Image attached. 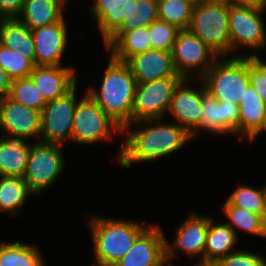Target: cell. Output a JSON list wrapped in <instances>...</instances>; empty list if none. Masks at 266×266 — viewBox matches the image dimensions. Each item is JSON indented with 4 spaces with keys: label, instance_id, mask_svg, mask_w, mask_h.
<instances>
[{
    "label": "cell",
    "instance_id": "6da1fadb",
    "mask_svg": "<svg viewBox=\"0 0 266 266\" xmlns=\"http://www.w3.org/2000/svg\"><path fill=\"white\" fill-rule=\"evenodd\" d=\"M133 124L138 128L134 130ZM123 134L125 139L115 159L127 169L131 168L132 163L165 158L181 150L192 139L184 128L175 122L166 124L163 119L130 123L123 129Z\"/></svg>",
    "mask_w": 266,
    "mask_h": 266
},
{
    "label": "cell",
    "instance_id": "7a4b0ae2",
    "mask_svg": "<svg viewBox=\"0 0 266 266\" xmlns=\"http://www.w3.org/2000/svg\"><path fill=\"white\" fill-rule=\"evenodd\" d=\"M98 90L87 94L122 129L131 123V111L137 82L125 62L109 58Z\"/></svg>",
    "mask_w": 266,
    "mask_h": 266
},
{
    "label": "cell",
    "instance_id": "3957f363",
    "mask_svg": "<svg viewBox=\"0 0 266 266\" xmlns=\"http://www.w3.org/2000/svg\"><path fill=\"white\" fill-rule=\"evenodd\" d=\"M95 265L114 266L149 226L135 220L92 215L88 221Z\"/></svg>",
    "mask_w": 266,
    "mask_h": 266
},
{
    "label": "cell",
    "instance_id": "277c9868",
    "mask_svg": "<svg viewBox=\"0 0 266 266\" xmlns=\"http://www.w3.org/2000/svg\"><path fill=\"white\" fill-rule=\"evenodd\" d=\"M219 57L201 78L206 92L217 101L239 105L249 81V55Z\"/></svg>",
    "mask_w": 266,
    "mask_h": 266
},
{
    "label": "cell",
    "instance_id": "5b68a950",
    "mask_svg": "<svg viewBox=\"0 0 266 266\" xmlns=\"http://www.w3.org/2000/svg\"><path fill=\"white\" fill-rule=\"evenodd\" d=\"M188 30L218 57L232 54L229 33V0H204L193 7Z\"/></svg>",
    "mask_w": 266,
    "mask_h": 266
},
{
    "label": "cell",
    "instance_id": "8992f818",
    "mask_svg": "<svg viewBox=\"0 0 266 266\" xmlns=\"http://www.w3.org/2000/svg\"><path fill=\"white\" fill-rule=\"evenodd\" d=\"M61 148L63 147L56 144L36 140L31 142L23 180L35 196L55 184L64 172L65 162Z\"/></svg>",
    "mask_w": 266,
    "mask_h": 266
},
{
    "label": "cell",
    "instance_id": "52a82bcc",
    "mask_svg": "<svg viewBox=\"0 0 266 266\" xmlns=\"http://www.w3.org/2000/svg\"><path fill=\"white\" fill-rule=\"evenodd\" d=\"M122 133L123 129L95 103L87 92L77 102L73 117L72 141L80 144L109 142L114 135Z\"/></svg>",
    "mask_w": 266,
    "mask_h": 266
},
{
    "label": "cell",
    "instance_id": "ba28073f",
    "mask_svg": "<svg viewBox=\"0 0 266 266\" xmlns=\"http://www.w3.org/2000/svg\"><path fill=\"white\" fill-rule=\"evenodd\" d=\"M260 6L236 4L229 0V33L232 52L239 48L266 49V25Z\"/></svg>",
    "mask_w": 266,
    "mask_h": 266
},
{
    "label": "cell",
    "instance_id": "9c48e42d",
    "mask_svg": "<svg viewBox=\"0 0 266 266\" xmlns=\"http://www.w3.org/2000/svg\"><path fill=\"white\" fill-rule=\"evenodd\" d=\"M183 77H166L137 83L133 98L131 123L164 119L174 91Z\"/></svg>",
    "mask_w": 266,
    "mask_h": 266
},
{
    "label": "cell",
    "instance_id": "30bf717a",
    "mask_svg": "<svg viewBox=\"0 0 266 266\" xmlns=\"http://www.w3.org/2000/svg\"><path fill=\"white\" fill-rule=\"evenodd\" d=\"M171 53L177 74L187 79H201L219 58L189 30L178 32Z\"/></svg>",
    "mask_w": 266,
    "mask_h": 266
},
{
    "label": "cell",
    "instance_id": "8fae6325",
    "mask_svg": "<svg viewBox=\"0 0 266 266\" xmlns=\"http://www.w3.org/2000/svg\"><path fill=\"white\" fill-rule=\"evenodd\" d=\"M77 84L64 96L46 103L41 111V133L39 141L63 145L72 141L73 117L77 104Z\"/></svg>",
    "mask_w": 266,
    "mask_h": 266
},
{
    "label": "cell",
    "instance_id": "7c38bea8",
    "mask_svg": "<svg viewBox=\"0 0 266 266\" xmlns=\"http://www.w3.org/2000/svg\"><path fill=\"white\" fill-rule=\"evenodd\" d=\"M209 228V216L189 213L187 219L175 230V238L170 244L166 238V261L172 263L176 256L175 249L188 257L194 259L199 257L198 264L204 263V252L206 246V235ZM201 256V258H200Z\"/></svg>",
    "mask_w": 266,
    "mask_h": 266
},
{
    "label": "cell",
    "instance_id": "4fadbf2b",
    "mask_svg": "<svg viewBox=\"0 0 266 266\" xmlns=\"http://www.w3.org/2000/svg\"><path fill=\"white\" fill-rule=\"evenodd\" d=\"M191 80L184 78L174 91L167 113H171L175 123L184 128L193 137L201 128L202 97L207 93L201 79L200 88L187 87Z\"/></svg>",
    "mask_w": 266,
    "mask_h": 266
},
{
    "label": "cell",
    "instance_id": "5bb4252c",
    "mask_svg": "<svg viewBox=\"0 0 266 266\" xmlns=\"http://www.w3.org/2000/svg\"><path fill=\"white\" fill-rule=\"evenodd\" d=\"M166 238L159 225H149L114 266H163Z\"/></svg>",
    "mask_w": 266,
    "mask_h": 266
},
{
    "label": "cell",
    "instance_id": "9a60e30c",
    "mask_svg": "<svg viewBox=\"0 0 266 266\" xmlns=\"http://www.w3.org/2000/svg\"><path fill=\"white\" fill-rule=\"evenodd\" d=\"M201 108V128L192 138L198 136L201 130L217 136H239V105L217 101L206 93L202 97Z\"/></svg>",
    "mask_w": 266,
    "mask_h": 266
},
{
    "label": "cell",
    "instance_id": "2e32d148",
    "mask_svg": "<svg viewBox=\"0 0 266 266\" xmlns=\"http://www.w3.org/2000/svg\"><path fill=\"white\" fill-rule=\"evenodd\" d=\"M66 18L54 24L31 30L34 40V64L37 66L60 65L68 43ZM68 34V35H67Z\"/></svg>",
    "mask_w": 266,
    "mask_h": 266
},
{
    "label": "cell",
    "instance_id": "e0dca14e",
    "mask_svg": "<svg viewBox=\"0 0 266 266\" xmlns=\"http://www.w3.org/2000/svg\"><path fill=\"white\" fill-rule=\"evenodd\" d=\"M0 132L25 137L30 142L41 133V111L25 107L4 97L1 102ZM38 137V138H37Z\"/></svg>",
    "mask_w": 266,
    "mask_h": 266
},
{
    "label": "cell",
    "instance_id": "ac0fdd59",
    "mask_svg": "<svg viewBox=\"0 0 266 266\" xmlns=\"http://www.w3.org/2000/svg\"><path fill=\"white\" fill-rule=\"evenodd\" d=\"M137 83L166 77H182L177 74L172 60V53L149 49L130 57L125 62Z\"/></svg>",
    "mask_w": 266,
    "mask_h": 266
},
{
    "label": "cell",
    "instance_id": "d6986e66",
    "mask_svg": "<svg viewBox=\"0 0 266 266\" xmlns=\"http://www.w3.org/2000/svg\"><path fill=\"white\" fill-rule=\"evenodd\" d=\"M72 66H37L35 65L30 78L43 95L46 102L64 96L78 82V74Z\"/></svg>",
    "mask_w": 266,
    "mask_h": 266
},
{
    "label": "cell",
    "instance_id": "ffe728a7",
    "mask_svg": "<svg viewBox=\"0 0 266 266\" xmlns=\"http://www.w3.org/2000/svg\"><path fill=\"white\" fill-rule=\"evenodd\" d=\"M0 135V176L23 178L31 142L25 137Z\"/></svg>",
    "mask_w": 266,
    "mask_h": 266
},
{
    "label": "cell",
    "instance_id": "44dd1931",
    "mask_svg": "<svg viewBox=\"0 0 266 266\" xmlns=\"http://www.w3.org/2000/svg\"><path fill=\"white\" fill-rule=\"evenodd\" d=\"M103 44L113 59L126 62L130 57L151 49L149 28L115 31Z\"/></svg>",
    "mask_w": 266,
    "mask_h": 266
},
{
    "label": "cell",
    "instance_id": "7402d4cb",
    "mask_svg": "<svg viewBox=\"0 0 266 266\" xmlns=\"http://www.w3.org/2000/svg\"><path fill=\"white\" fill-rule=\"evenodd\" d=\"M134 1L95 0L89 6L92 18L98 23L103 43L121 26L123 20L128 18Z\"/></svg>",
    "mask_w": 266,
    "mask_h": 266
},
{
    "label": "cell",
    "instance_id": "603a6c76",
    "mask_svg": "<svg viewBox=\"0 0 266 266\" xmlns=\"http://www.w3.org/2000/svg\"><path fill=\"white\" fill-rule=\"evenodd\" d=\"M65 5L64 0H25L18 18L34 30L61 21Z\"/></svg>",
    "mask_w": 266,
    "mask_h": 266
},
{
    "label": "cell",
    "instance_id": "cb8c5ba5",
    "mask_svg": "<svg viewBox=\"0 0 266 266\" xmlns=\"http://www.w3.org/2000/svg\"><path fill=\"white\" fill-rule=\"evenodd\" d=\"M266 113V103L251 84L239 103V140H248L261 126Z\"/></svg>",
    "mask_w": 266,
    "mask_h": 266
},
{
    "label": "cell",
    "instance_id": "d4e9b609",
    "mask_svg": "<svg viewBox=\"0 0 266 266\" xmlns=\"http://www.w3.org/2000/svg\"><path fill=\"white\" fill-rule=\"evenodd\" d=\"M0 44L20 52L34 63L35 48L31 30L18 17L0 18Z\"/></svg>",
    "mask_w": 266,
    "mask_h": 266
},
{
    "label": "cell",
    "instance_id": "484cf974",
    "mask_svg": "<svg viewBox=\"0 0 266 266\" xmlns=\"http://www.w3.org/2000/svg\"><path fill=\"white\" fill-rule=\"evenodd\" d=\"M209 216V228L206 235L204 263H215L232 253L238 243V235L226 223H215Z\"/></svg>",
    "mask_w": 266,
    "mask_h": 266
},
{
    "label": "cell",
    "instance_id": "4316f807",
    "mask_svg": "<svg viewBox=\"0 0 266 266\" xmlns=\"http://www.w3.org/2000/svg\"><path fill=\"white\" fill-rule=\"evenodd\" d=\"M38 246L24 242L0 243V266H45Z\"/></svg>",
    "mask_w": 266,
    "mask_h": 266
},
{
    "label": "cell",
    "instance_id": "83f0119b",
    "mask_svg": "<svg viewBox=\"0 0 266 266\" xmlns=\"http://www.w3.org/2000/svg\"><path fill=\"white\" fill-rule=\"evenodd\" d=\"M35 196L23 178L0 176V213L18 215L26 198Z\"/></svg>",
    "mask_w": 266,
    "mask_h": 266
},
{
    "label": "cell",
    "instance_id": "f1b7e54d",
    "mask_svg": "<svg viewBox=\"0 0 266 266\" xmlns=\"http://www.w3.org/2000/svg\"><path fill=\"white\" fill-rule=\"evenodd\" d=\"M222 208L225 216L229 219V221L225 223L234 230L236 235V229L238 228L249 234L263 237V239L266 238V228L263 224L261 215L229 204L227 201L224 202Z\"/></svg>",
    "mask_w": 266,
    "mask_h": 266
},
{
    "label": "cell",
    "instance_id": "f546056e",
    "mask_svg": "<svg viewBox=\"0 0 266 266\" xmlns=\"http://www.w3.org/2000/svg\"><path fill=\"white\" fill-rule=\"evenodd\" d=\"M8 98L37 111H42L47 103L30 77L12 80Z\"/></svg>",
    "mask_w": 266,
    "mask_h": 266
},
{
    "label": "cell",
    "instance_id": "4dcf8cb0",
    "mask_svg": "<svg viewBox=\"0 0 266 266\" xmlns=\"http://www.w3.org/2000/svg\"><path fill=\"white\" fill-rule=\"evenodd\" d=\"M192 11L193 6L184 0H157L158 19L179 30H188Z\"/></svg>",
    "mask_w": 266,
    "mask_h": 266
},
{
    "label": "cell",
    "instance_id": "1f68e13d",
    "mask_svg": "<svg viewBox=\"0 0 266 266\" xmlns=\"http://www.w3.org/2000/svg\"><path fill=\"white\" fill-rule=\"evenodd\" d=\"M158 19L157 0H135L132 2L128 18H125L116 31H129L147 27Z\"/></svg>",
    "mask_w": 266,
    "mask_h": 266
},
{
    "label": "cell",
    "instance_id": "d6a6232c",
    "mask_svg": "<svg viewBox=\"0 0 266 266\" xmlns=\"http://www.w3.org/2000/svg\"><path fill=\"white\" fill-rule=\"evenodd\" d=\"M0 67L14 80L29 77L35 64L20 52L0 44Z\"/></svg>",
    "mask_w": 266,
    "mask_h": 266
},
{
    "label": "cell",
    "instance_id": "836d02e7",
    "mask_svg": "<svg viewBox=\"0 0 266 266\" xmlns=\"http://www.w3.org/2000/svg\"><path fill=\"white\" fill-rule=\"evenodd\" d=\"M227 198L229 204L246 209L247 211L261 215L263 206V186L253 188L249 185L240 184Z\"/></svg>",
    "mask_w": 266,
    "mask_h": 266
},
{
    "label": "cell",
    "instance_id": "e575fe53",
    "mask_svg": "<svg viewBox=\"0 0 266 266\" xmlns=\"http://www.w3.org/2000/svg\"><path fill=\"white\" fill-rule=\"evenodd\" d=\"M148 28L151 49L171 52L176 41L177 34L180 30L176 26L168 24L160 19L152 22Z\"/></svg>",
    "mask_w": 266,
    "mask_h": 266
},
{
    "label": "cell",
    "instance_id": "d590c367",
    "mask_svg": "<svg viewBox=\"0 0 266 266\" xmlns=\"http://www.w3.org/2000/svg\"><path fill=\"white\" fill-rule=\"evenodd\" d=\"M249 81L256 93L266 103V60L257 54L249 55Z\"/></svg>",
    "mask_w": 266,
    "mask_h": 266
},
{
    "label": "cell",
    "instance_id": "8d00e7d4",
    "mask_svg": "<svg viewBox=\"0 0 266 266\" xmlns=\"http://www.w3.org/2000/svg\"><path fill=\"white\" fill-rule=\"evenodd\" d=\"M216 266H266V257L247 250H234L214 263Z\"/></svg>",
    "mask_w": 266,
    "mask_h": 266
},
{
    "label": "cell",
    "instance_id": "74e56055",
    "mask_svg": "<svg viewBox=\"0 0 266 266\" xmlns=\"http://www.w3.org/2000/svg\"><path fill=\"white\" fill-rule=\"evenodd\" d=\"M25 0H0V18L18 17L22 12Z\"/></svg>",
    "mask_w": 266,
    "mask_h": 266
},
{
    "label": "cell",
    "instance_id": "f35d334b",
    "mask_svg": "<svg viewBox=\"0 0 266 266\" xmlns=\"http://www.w3.org/2000/svg\"><path fill=\"white\" fill-rule=\"evenodd\" d=\"M12 79L5 70L0 67V98L8 97Z\"/></svg>",
    "mask_w": 266,
    "mask_h": 266
},
{
    "label": "cell",
    "instance_id": "ab89813d",
    "mask_svg": "<svg viewBox=\"0 0 266 266\" xmlns=\"http://www.w3.org/2000/svg\"><path fill=\"white\" fill-rule=\"evenodd\" d=\"M233 3L236 4H246V5H256L262 6L265 0H231Z\"/></svg>",
    "mask_w": 266,
    "mask_h": 266
},
{
    "label": "cell",
    "instance_id": "60d3db41",
    "mask_svg": "<svg viewBox=\"0 0 266 266\" xmlns=\"http://www.w3.org/2000/svg\"><path fill=\"white\" fill-rule=\"evenodd\" d=\"M266 132V113L263 119V122L261 124V126L258 128V130L248 139V141L253 142L254 140H256V138L258 137V135H260L262 132Z\"/></svg>",
    "mask_w": 266,
    "mask_h": 266
},
{
    "label": "cell",
    "instance_id": "b9f144b4",
    "mask_svg": "<svg viewBox=\"0 0 266 266\" xmlns=\"http://www.w3.org/2000/svg\"><path fill=\"white\" fill-rule=\"evenodd\" d=\"M261 218L266 228V184L263 186V206L261 211Z\"/></svg>",
    "mask_w": 266,
    "mask_h": 266
},
{
    "label": "cell",
    "instance_id": "7bdbcfd3",
    "mask_svg": "<svg viewBox=\"0 0 266 266\" xmlns=\"http://www.w3.org/2000/svg\"><path fill=\"white\" fill-rule=\"evenodd\" d=\"M187 3L191 4L193 7H195L197 4L201 3L204 0H184Z\"/></svg>",
    "mask_w": 266,
    "mask_h": 266
},
{
    "label": "cell",
    "instance_id": "ee69618b",
    "mask_svg": "<svg viewBox=\"0 0 266 266\" xmlns=\"http://www.w3.org/2000/svg\"><path fill=\"white\" fill-rule=\"evenodd\" d=\"M194 266H216L214 263H202V264H196Z\"/></svg>",
    "mask_w": 266,
    "mask_h": 266
},
{
    "label": "cell",
    "instance_id": "f6af8a7d",
    "mask_svg": "<svg viewBox=\"0 0 266 266\" xmlns=\"http://www.w3.org/2000/svg\"><path fill=\"white\" fill-rule=\"evenodd\" d=\"M175 266L174 264H171V262L166 261L163 266Z\"/></svg>",
    "mask_w": 266,
    "mask_h": 266
},
{
    "label": "cell",
    "instance_id": "bcb514c9",
    "mask_svg": "<svg viewBox=\"0 0 266 266\" xmlns=\"http://www.w3.org/2000/svg\"><path fill=\"white\" fill-rule=\"evenodd\" d=\"M262 10L265 11L266 10V0L264 1V4L261 6Z\"/></svg>",
    "mask_w": 266,
    "mask_h": 266
},
{
    "label": "cell",
    "instance_id": "7dc6e473",
    "mask_svg": "<svg viewBox=\"0 0 266 266\" xmlns=\"http://www.w3.org/2000/svg\"><path fill=\"white\" fill-rule=\"evenodd\" d=\"M1 102H2V99L0 98V113H1ZM0 126H1V118H0Z\"/></svg>",
    "mask_w": 266,
    "mask_h": 266
}]
</instances>
